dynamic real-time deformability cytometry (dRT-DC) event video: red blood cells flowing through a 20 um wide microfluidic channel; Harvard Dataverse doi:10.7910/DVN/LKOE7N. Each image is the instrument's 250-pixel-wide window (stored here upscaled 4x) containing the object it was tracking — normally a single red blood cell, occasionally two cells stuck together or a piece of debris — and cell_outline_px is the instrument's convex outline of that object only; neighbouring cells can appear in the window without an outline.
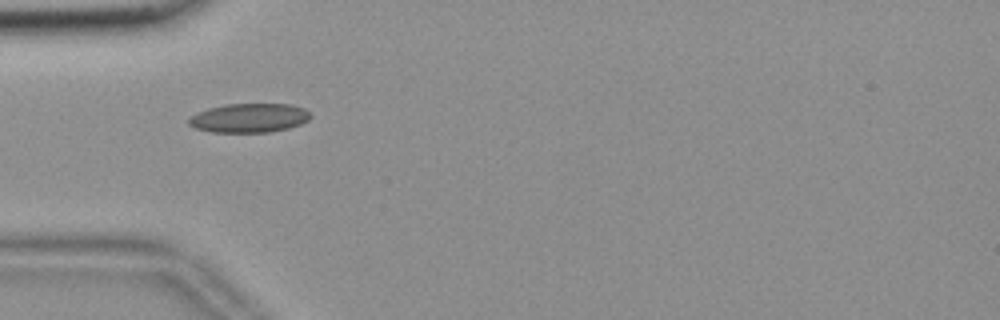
{"species": "common noctule bat (a hibernating species)", "species_latin": "Nyctalus noctula", "temperature_condition": "room temperature", "stored_images_in_passage": 4, "camera_frame_rate_fps": 3000, "um_per_image_px": 0.085, "animal": {"sex": "female", "body_mass_g": 18.4}, "frame": {"image": 1, "passage_image": 1, "time_ms": 0.0, "image_size_px": [1000, 320], "cell_outline_px": [[312, 116], [308, 120], [300, 124], [288, 128], [268, 132], [212, 132], [196, 128], [188, 124], [188, 120], [196, 112], [208, 108], [224, 104], [292, 104], [304, 108]], "centroid_in_image_um": [21.18, 10.02], "position_along_channel_um": 63.8, "area_um2": 20.63}}